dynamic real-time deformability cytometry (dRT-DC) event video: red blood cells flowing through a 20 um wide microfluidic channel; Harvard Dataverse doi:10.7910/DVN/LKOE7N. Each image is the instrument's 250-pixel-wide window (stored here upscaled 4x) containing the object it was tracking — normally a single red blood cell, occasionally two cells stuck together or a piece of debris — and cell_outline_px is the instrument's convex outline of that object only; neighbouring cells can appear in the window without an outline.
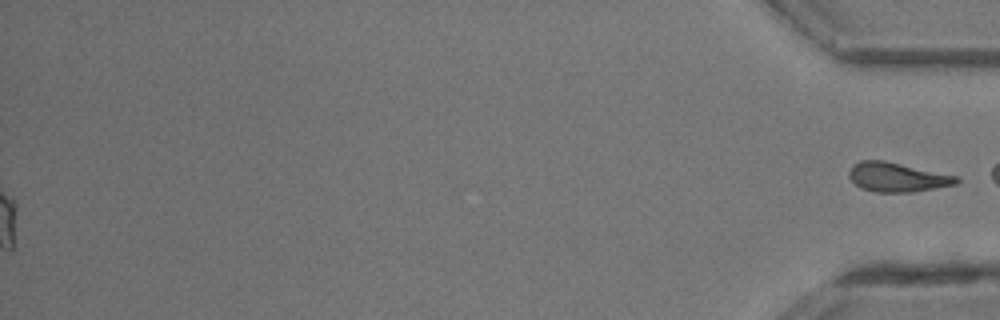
{"species": "common noctule bat (a hibernating species)", "species_latin": "Nyctalus noctula", "temperature_condition": "room temperature", "stored_images_in_passage": 38, "segment_of_instrument_passage": [2, 2], "camera_frame_rate_fps": 3000, "um_per_image_px": 0.085, "animal": {"sex": "male", "body_mass_g": 13.3}, "frame": {"image": 1, "passage_image": 38, "time_ms": 12.333, "image_size_px": [1000, 320], "cell_outline_px": [[960, 180], [956, 184], [912, 192], [876, 192], [860, 188], [848, 176], [848, 172], [852, 164], [860, 160], [884, 160], [960, 176]], "centroid_in_image_um": [76.26, 15.05], "position_along_channel_um": 358.9, "area_um2": 18.5}}